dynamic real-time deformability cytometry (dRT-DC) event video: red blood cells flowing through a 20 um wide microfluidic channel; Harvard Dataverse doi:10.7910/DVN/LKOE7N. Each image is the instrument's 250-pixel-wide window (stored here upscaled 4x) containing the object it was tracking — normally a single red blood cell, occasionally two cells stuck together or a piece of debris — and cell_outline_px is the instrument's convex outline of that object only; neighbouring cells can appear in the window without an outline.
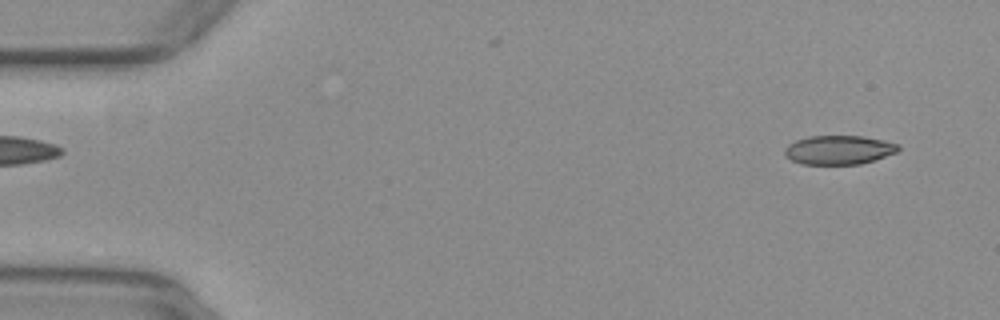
{"species": "common noctule bat (a hibernating species)", "species_latin": "Nyctalus noctula", "temperature_condition": "warm", "stored_images_in_passage": 52, "camera_frame_rate_fps": 3000, "um_per_image_px": 0.085, "animal": {"sex": "female", "body_mass_g": 29.2, "forearm_length_mm": 56.3}, "frame": {"image": 1, "passage_image": 3, "time_ms": 0.667, "image_size_px": [1000, 320], "cell_outline_px": [[900, 148], [896, 152], [860, 164], [800, 164], [784, 156], [784, 148], [788, 144], [796, 140], [808, 136], [860, 136], [900, 144]], "centroid_in_image_um": [71.24, 12.74], "position_along_channel_um": 13.8, "area_um2": 19.07}}
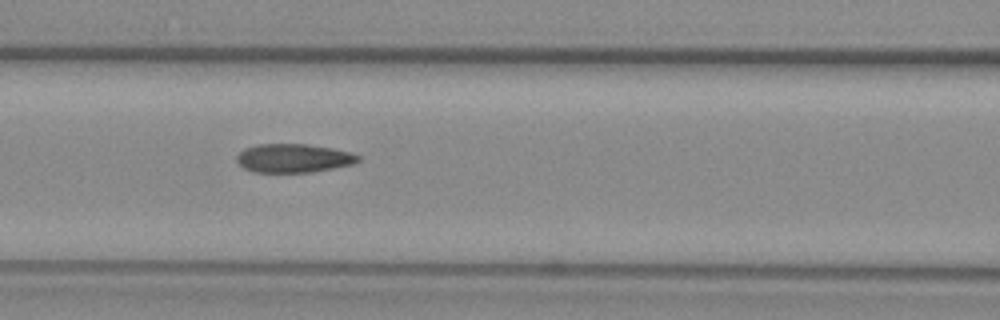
{"frame": {"image": 2, "passage_image": 22, "time_ms": 7.0, "image_size_px": [1000, 320], "cell_outline_px": [[360, 160], [352, 164], [312, 172], [252, 172], [244, 168], [236, 160], [236, 156], [244, 148], [260, 144], [308, 144], [332, 148], [348, 152], [360, 156]], "centroid_in_image_um": [24.92, 13.44], "position_along_channel_um": 141.7, "area_um2": 20.17}}
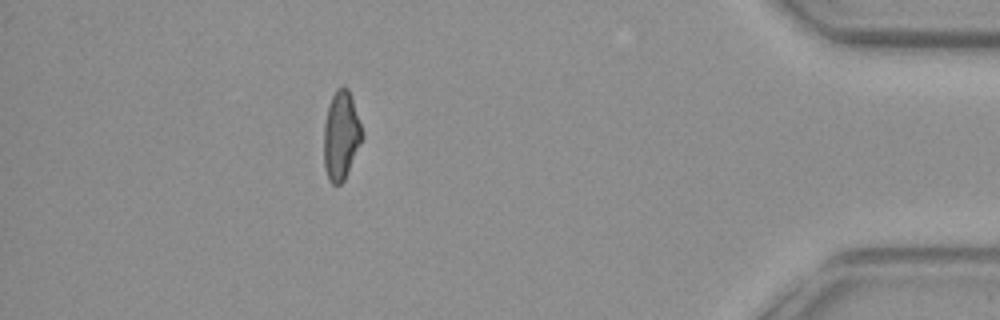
{"frame": {"image": 3, "passage_image": 46, "time_ms": 15.0, "image_size_px": [1000, 320], "cell_outline_px": [[364, 136], [344, 180], [340, 184], [332, 184], [328, 180], [324, 168], [324, 124], [328, 108], [332, 96], [336, 88], [344, 84], [348, 88]], "centroid_in_image_um": [28.98, 11.52], "position_along_channel_um": 406.2, "area_um2": 19.65}, "authors_computed_cell_mechanics": {"area_um2": 20.2589, "velocity_mm_per_s": 3.9593, "shape_relaxation_time_tau1_ms": null, "shape_relaxation_time_tau2_ms": 2.6144, "deformation_change_tau1": null, "deformation_change_tau2": 0.1089}}